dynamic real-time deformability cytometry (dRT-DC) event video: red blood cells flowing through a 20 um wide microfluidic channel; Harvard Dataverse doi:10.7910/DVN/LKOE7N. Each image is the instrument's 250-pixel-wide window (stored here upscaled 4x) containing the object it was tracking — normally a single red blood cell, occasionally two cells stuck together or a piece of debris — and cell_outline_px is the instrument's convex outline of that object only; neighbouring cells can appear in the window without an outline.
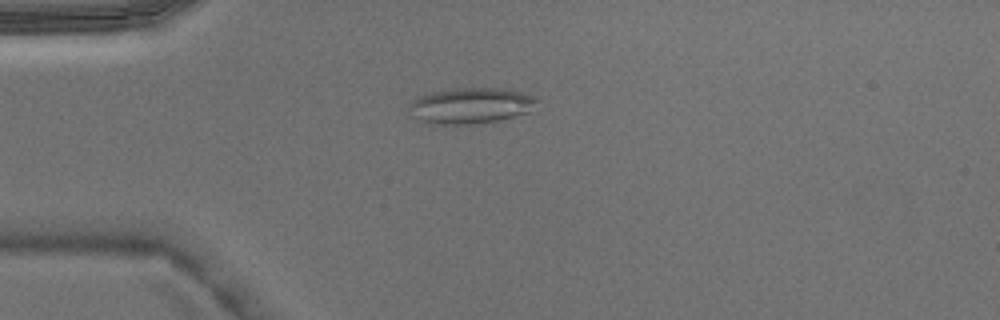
{"species": "Egyptian fruit bat (a non-hibernating species)", "species_latin": "Rousettus aegyptiacus", "temperature_condition": "warm", "stored_images_in_passage": 2, "camera_frame_rate_fps": 3000, "um_per_image_px": 0.085, "animal": {"sex": "male"}, "frame": {"image": 1, "passage_image": 1, "time_ms": 0.0, "image_size_px": [1000, 320], "cell_outline_px": [[540, 100], [532, 112], [500, 120], [476, 124], [440, 124], [420, 120], [412, 116], [408, 108], [412, 100], [416, 96], [432, 92], [452, 88], [496, 88], [520, 92], [536, 96]], "centroid_in_image_um": [40.05, 8.98], "position_along_channel_um": 44.9, "area_um2": 27.05}}